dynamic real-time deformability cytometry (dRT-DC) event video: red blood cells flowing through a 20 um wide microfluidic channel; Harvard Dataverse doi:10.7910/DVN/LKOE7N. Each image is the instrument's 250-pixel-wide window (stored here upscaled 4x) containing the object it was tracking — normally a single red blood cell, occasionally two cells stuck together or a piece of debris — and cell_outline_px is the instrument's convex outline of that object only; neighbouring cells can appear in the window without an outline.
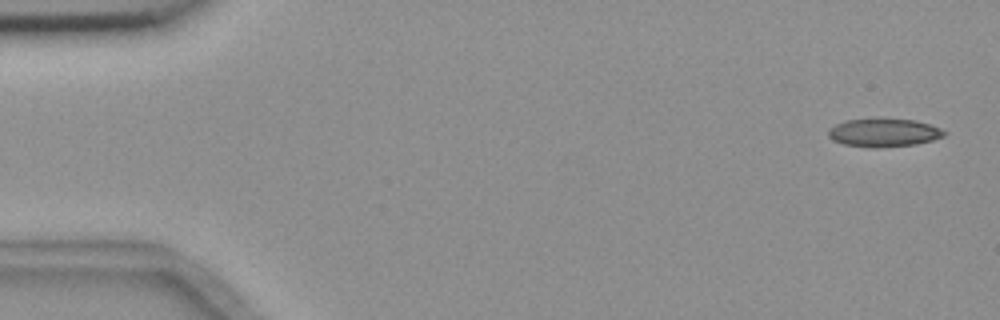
{"species": "common noctule bat (a hibernating species)", "species_latin": "Nyctalus noctula", "temperature_condition": "room temperature", "stored_images_in_passage": 6, "camera_frame_rate_fps": 3000, "um_per_image_px": 0.085, "animal": {"sex": "female", "body_mass_g": 18.4}, "frame": {"image": 1, "passage_image": 1, "time_ms": 0.0, "image_size_px": [1000, 320], "cell_outline_px": [[948, 132], [944, 136], [932, 140], [916, 144], [876, 148], [872, 148], [844, 144], [832, 140], [828, 136], [828, 128], [844, 120], [916, 120], [940, 128]], "centroid_in_image_um": [75.11, 11.3], "position_along_channel_um": 9.9, "area_um2": 18.79}}